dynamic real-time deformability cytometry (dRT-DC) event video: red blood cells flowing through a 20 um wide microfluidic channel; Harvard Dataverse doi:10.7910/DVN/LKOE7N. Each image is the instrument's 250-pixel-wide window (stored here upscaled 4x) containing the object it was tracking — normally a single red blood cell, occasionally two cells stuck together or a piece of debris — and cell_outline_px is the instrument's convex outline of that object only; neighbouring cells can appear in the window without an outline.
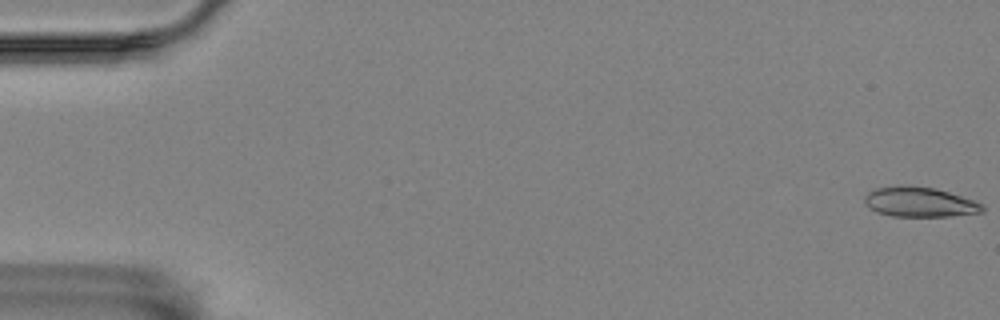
{"species": "Egyptian fruit bat (a non-hibernating species)", "species_latin": "Rousettus aegyptiacus", "temperature_condition": "room temperature", "stored_images_in_passage": 8, "camera_frame_rate_fps": 3000, "um_per_image_px": 0.085, "animal": {"sex": "female"}, "frame": {"image": 1, "passage_image": 1, "time_ms": 0.0, "image_size_px": [1000, 320], "cell_outline_px": [[984, 212], [948, 216], [892, 216], [876, 212], [868, 208], [864, 200], [864, 196], [868, 192], [876, 188], [896, 184], [908, 184], [932, 188], [948, 192], [976, 200], [984, 204]], "centroid_in_image_um": [78.15, 17.15], "position_along_channel_um": 6.9, "area_um2": 20.87}}